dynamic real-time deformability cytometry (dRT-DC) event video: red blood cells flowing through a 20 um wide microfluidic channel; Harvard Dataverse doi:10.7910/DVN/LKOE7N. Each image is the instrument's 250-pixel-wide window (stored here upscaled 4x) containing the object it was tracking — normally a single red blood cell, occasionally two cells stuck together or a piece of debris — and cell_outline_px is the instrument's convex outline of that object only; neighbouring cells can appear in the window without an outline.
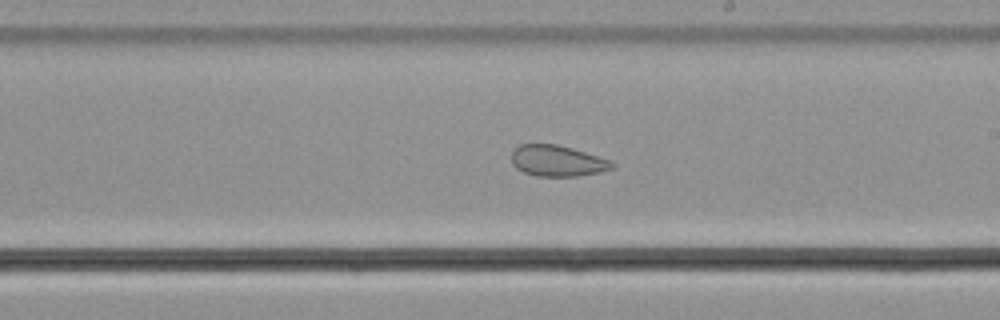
{"species": "common noctule bat (a hibernating species)", "species_latin": "Nyctalus noctula", "temperature_condition": "cold", "stored_images_in_passage": 58, "camera_frame_rate_fps": 3000, "um_per_image_px": 0.085, "animal": {"sex": "male", "body_mass_g": 21.5, "forearm_length_mm": 52.0}, "frame": {"image": 1, "passage_image": 34, "time_ms": 11.0, "image_size_px": [1000, 320], "cell_outline_px": [[616, 164], [612, 168], [600, 172], [576, 176], [536, 176], [524, 172], [516, 168], [512, 164], [512, 152], [520, 144], [556, 144], [572, 148], [608, 160]], "centroid_in_image_um": [47.34, 13.67], "position_along_channel_um": 241.7, "area_um2": 17.98}}
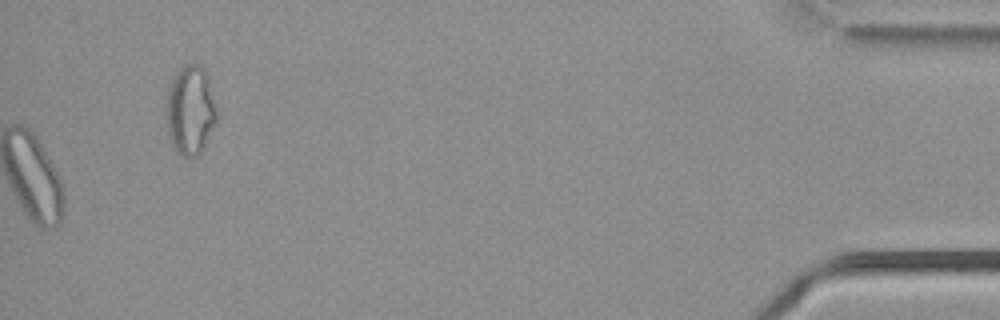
{"frame": {"image": 2, "passage_image": 58, "time_ms": 19.0, "image_size_px": [1000, 320], "cell_outline_px": [[220, 112], [216, 124], [200, 152], [196, 156], [188, 160], [180, 156], [172, 144], [168, 136], [168, 88], [176, 72], [184, 64], [200, 64], [204, 68], [208, 76]], "centroid_in_image_um": [16.24, 9.37], "position_along_channel_um": 419.0, "area_um2": 26.7}, "authors_computed_cell_mechanics": {"area_um2": 26.299, "velocity_mm_per_s": 3.6978, "shape_relaxation_time_tau1_ms": null, "shape_relaxation_time_tau2_ms": 1.748, "deformation_change_tau1": null, "deformation_change_tau2": 0.072}}